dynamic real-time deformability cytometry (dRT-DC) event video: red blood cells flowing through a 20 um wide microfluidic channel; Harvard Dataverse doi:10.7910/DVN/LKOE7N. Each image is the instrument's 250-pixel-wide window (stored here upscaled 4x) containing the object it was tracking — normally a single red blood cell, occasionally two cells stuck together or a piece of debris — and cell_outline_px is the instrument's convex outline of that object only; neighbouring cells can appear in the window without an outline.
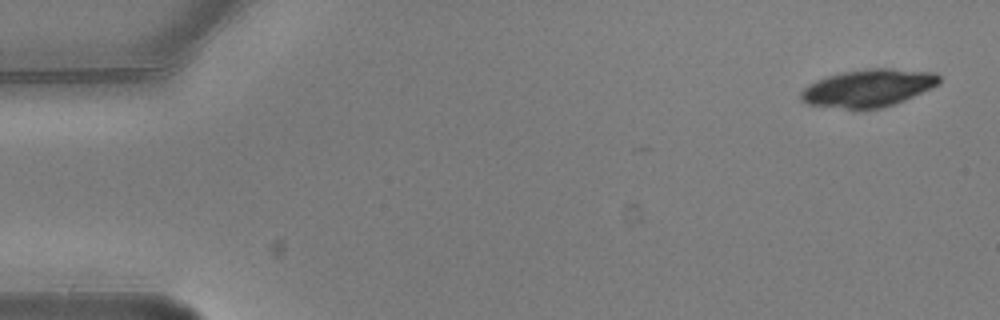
{"species": "common noctule bat (a hibernating species)", "species_latin": "Nyctalus noctula", "temperature_condition": "warm", "stored_images_in_passage": 5, "camera_frame_rate_fps": 3000, "um_per_image_px": 0.085, "animal": {"sex": "male", "body_mass_g": 20.5, "forearm_length_mm": 52.5}, "frame": {"image": 1, "passage_image": 1, "time_ms": 0.0, "image_size_px": [1000, 320], "cell_outline_px": [[940, 84], [932, 88], [904, 100], [880, 108], [844, 108], [808, 104], [800, 100], [800, 92], [808, 84], [816, 80], [828, 76], [844, 72], [868, 68], [892, 68], [936, 72], [940, 76]], "centroid_in_image_um": [73.83, 7.46], "position_along_channel_um": 11.2, "area_um2": 30.11}}